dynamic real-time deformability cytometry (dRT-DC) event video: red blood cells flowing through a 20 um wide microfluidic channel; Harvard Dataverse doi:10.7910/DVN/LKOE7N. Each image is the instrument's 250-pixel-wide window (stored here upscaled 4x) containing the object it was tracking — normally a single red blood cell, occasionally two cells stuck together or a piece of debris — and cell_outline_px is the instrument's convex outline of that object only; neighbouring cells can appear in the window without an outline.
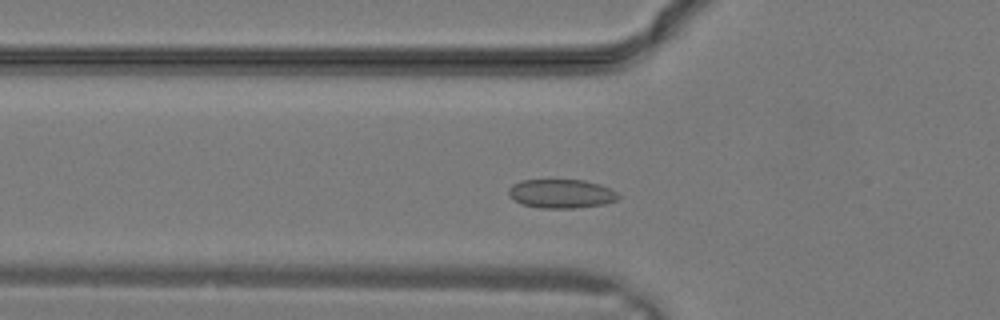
{"species": "common noctule bat (a hibernating species)", "species_latin": "Nyctalus noctula", "temperature_condition": "warm", "stored_images_in_passage": 26, "camera_frame_rate_fps": 3000, "um_per_image_px": 0.085, "animal": {"sex": "male", "body_mass_g": 19.2, "forearm_length_mm": 51.8}, "frame": {"image": 1, "passage_image": 6, "time_ms": 1.667, "image_size_px": [1000, 320], "cell_outline_px": [[620, 196], [616, 200], [604, 204], [576, 208], [540, 208], [524, 204], [508, 196], [508, 188], [512, 184], [520, 180], [584, 180], [600, 184], [616, 192]], "centroid_in_image_um": [47.69, 16.46], "position_along_channel_um": 78.1, "area_um2": 18.44}}
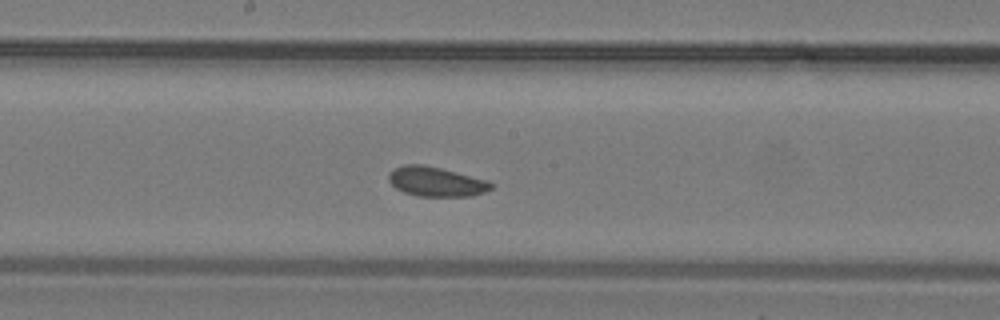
{"frame": {"image": 2, "passage_image": 12, "time_ms": 3.667, "image_size_px": [1000, 320], "cell_outline_px": [[496, 184], [492, 188], [484, 192], [472, 196], [416, 196], [404, 192], [396, 188], [388, 180], [388, 172], [392, 168], [404, 164], [424, 164], [488, 180]], "centroid_in_image_um": [37.05, 15.43], "position_along_channel_um": 211.1, "area_um2": 17.86}}
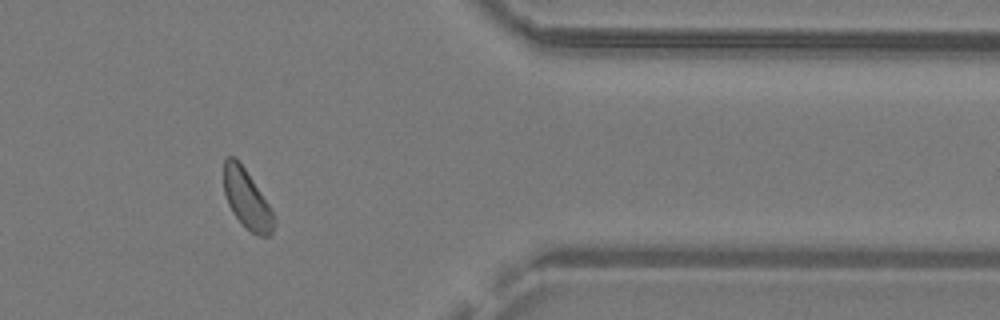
{"frame": {"image": 3, "passage_image": 21, "time_ms": 6.667, "image_size_px": [1000, 320], "cell_outline_px": [[276, 224], [272, 236], [260, 236], [252, 232], [232, 212], [228, 204], [224, 192], [224, 160], [228, 156], [236, 156], [276, 216]], "centroid_in_image_um": [21.0, 16.94], "position_along_channel_um": 390.4, "area_um2": 17.11}}